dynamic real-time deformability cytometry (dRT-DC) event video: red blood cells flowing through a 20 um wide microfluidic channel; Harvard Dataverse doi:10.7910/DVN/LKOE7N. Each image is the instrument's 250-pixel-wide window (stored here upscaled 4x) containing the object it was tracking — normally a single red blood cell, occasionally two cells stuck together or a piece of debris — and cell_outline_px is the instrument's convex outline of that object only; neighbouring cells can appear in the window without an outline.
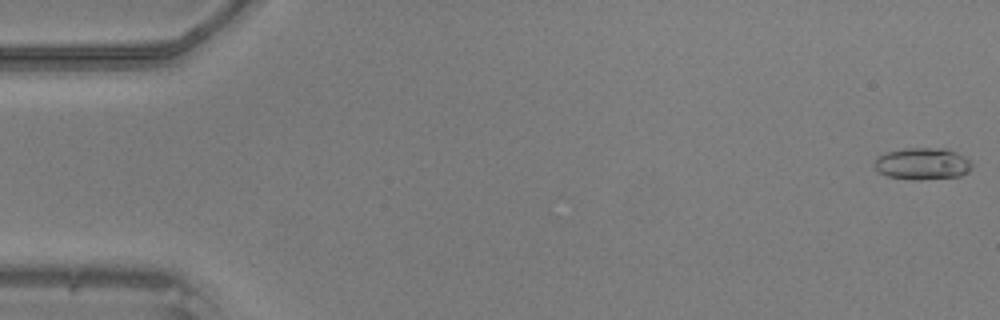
{"species": "common noctule bat (a hibernating species)", "species_latin": "Nyctalus noctula", "temperature_condition": "warm", "stored_images_in_passage": 21, "camera_frame_rate_fps": 3000, "um_per_image_px": 0.085, "animal": {"sex": "male", "body_mass_g": 20.5, "forearm_length_mm": 52.5}, "frame": {"image": 1, "passage_image": 1, "time_ms": 0.0, "image_size_px": [1000, 320], "cell_outline_px": [[972, 168], [968, 172], [960, 176], [920, 180], [912, 180], [888, 176], [880, 172], [872, 164], [876, 156], [888, 152], [904, 148], [944, 148], [956, 152], [964, 156], [972, 164]], "centroid_in_image_um": [78.4, 13.92], "position_along_channel_um": 6.6, "area_um2": 18.21}}
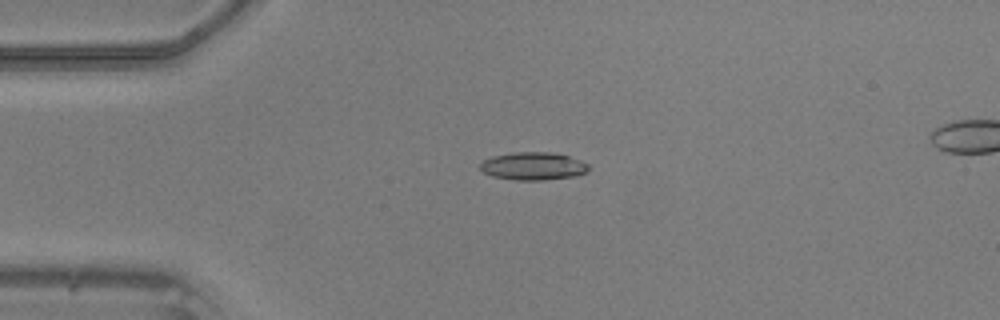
{"frame": {"image": 2, "passage_image": 12, "time_ms": 3.667, "image_size_px": [1000, 320], "cell_outline_px": [[588, 172], [576, 176], [544, 180], [516, 180], [492, 176], [484, 172], [480, 168], [480, 164], [484, 160], [492, 156], [512, 152], [552, 152], [568, 156], [580, 160], [588, 164]], "centroid_in_image_um": [45.33, 14.12], "position_along_channel_um": 39.7, "area_um2": 17.63}}
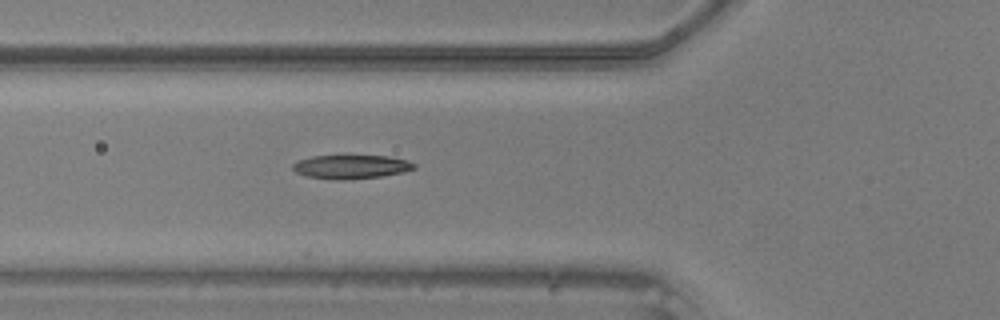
{"frame": {"image": 3, "passage_image": 18, "time_ms": 5.667, "image_size_px": [1000, 320], "cell_outline_px": [[416, 168], [404, 172], [380, 176], [344, 180], [340, 180], [308, 176], [296, 172], [292, 168], [292, 164], [296, 160], [312, 156], [388, 156], [408, 160], [416, 164]], "centroid_in_image_um": [29.85, 14.17], "position_along_channel_um": 95.9, "area_um2": 16.76}}